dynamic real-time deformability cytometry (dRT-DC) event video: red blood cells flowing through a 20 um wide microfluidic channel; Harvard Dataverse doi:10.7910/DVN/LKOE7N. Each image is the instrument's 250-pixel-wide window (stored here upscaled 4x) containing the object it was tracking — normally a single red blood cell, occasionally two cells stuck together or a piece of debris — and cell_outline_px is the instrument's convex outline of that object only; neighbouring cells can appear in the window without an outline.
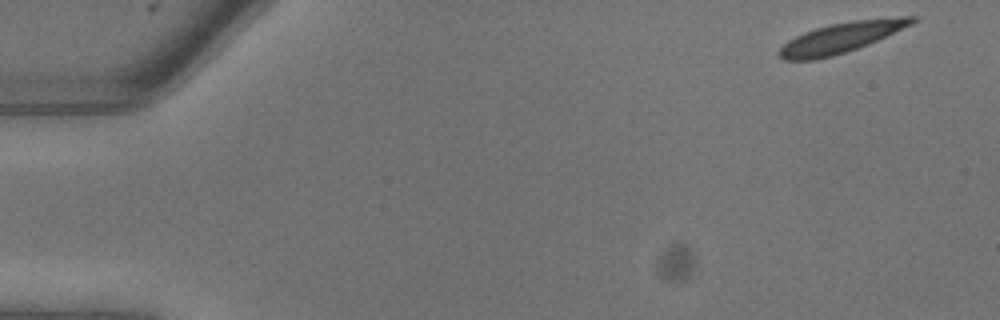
{"species": "common noctule bat (a hibernating species)", "species_latin": "Nyctalus noctula", "temperature_condition": "warm", "stored_images_in_passage": 7, "camera_frame_rate_fps": 3000, "um_per_image_px": 0.085, "animal": {"sex": "male", "body_mass_g": 13.3}, "frame": {"image": 1, "passage_image": 1, "time_ms": 0.0, "image_size_px": [1000, 320], "cell_outline_px": [[920, 16], [912, 24], [868, 44], [832, 56], [816, 60], [784, 60], [776, 52], [788, 40], [804, 32], [816, 28], [832, 24], [852, 20], [900, 16]], "centroid_in_image_um": [71.5, 3.19], "position_along_channel_um": 13.5, "area_um2": 23.29}}
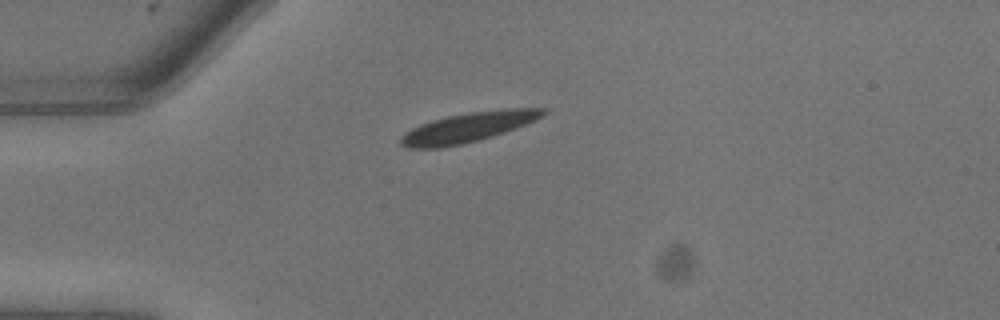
{"frame": {"image": 2, "passage_image": 6, "time_ms": 1.667, "image_size_px": [1000, 320], "cell_outline_px": [[548, 112], [516, 128], [492, 136], [460, 144], [440, 148], [408, 148], [400, 144], [400, 136], [404, 132], [420, 124], [432, 120], [448, 116], [468, 112], [504, 108], [544, 108]], "centroid_in_image_um": [39.73, 10.81], "position_along_channel_um": 45.3, "area_um2": 24.39}}